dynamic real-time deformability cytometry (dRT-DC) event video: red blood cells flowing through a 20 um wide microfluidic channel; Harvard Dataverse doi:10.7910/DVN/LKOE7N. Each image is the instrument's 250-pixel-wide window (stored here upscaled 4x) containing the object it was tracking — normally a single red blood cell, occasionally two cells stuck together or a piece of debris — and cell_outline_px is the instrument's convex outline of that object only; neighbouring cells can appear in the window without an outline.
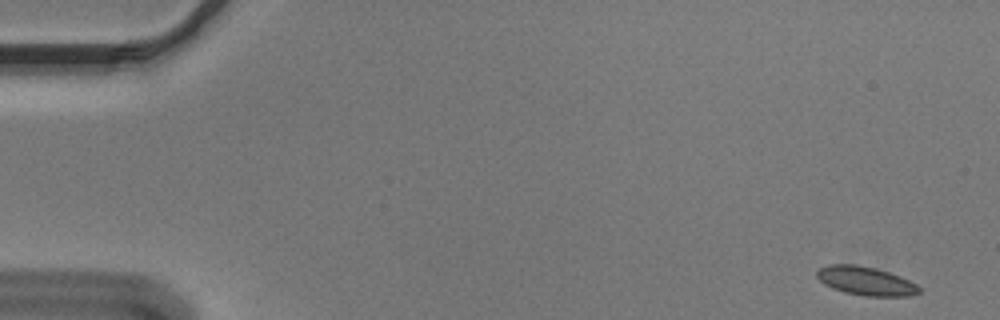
{"species": "Egyptian fruit bat (a non-hibernating species)", "species_latin": "Rousettus aegyptiacus", "temperature_condition": "cold", "stored_images_in_passage": 54, "camera_frame_rate_fps": 3000, "um_per_image_px": 0.085, "animal": {"sex": "male"}, "frame": {"image": 1, "passage_image": 1, "time_ms": 0.0, "image_size_px": [1000, 320], "cell_outline_px": [[920, 292], [908, 296], [864, 296], [844, 292], [832, 288], [824, 284], [816, 276], [816, 272], [820, 268], [828, 264], [856, 264], [876, 268], [900, 276], [916, 284], [920, 288]], "centroid_in_image_um": [73.56, 23.87], "position_along_channel_um": 11.4, "area_um2": 17.11}}
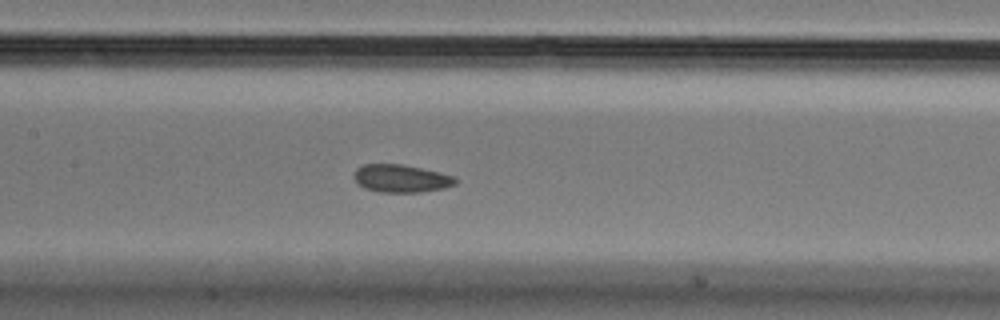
{"frame": {"image": 2, "passage_image": 25, "time_ms": 8.0, "image_size_px": [1000, 320], "cell_outline_px": [[456, 184], [444, 188], [420, 192], [380, 192], [364, 188], [352, 176], [356, 168], [364, 164], [400, 164], [420, 168], [456, 176]], "centroid_in_image_um": [34.08, 15.17], "position_along_channel_um": 173.3, "area_um2": 16.36}}
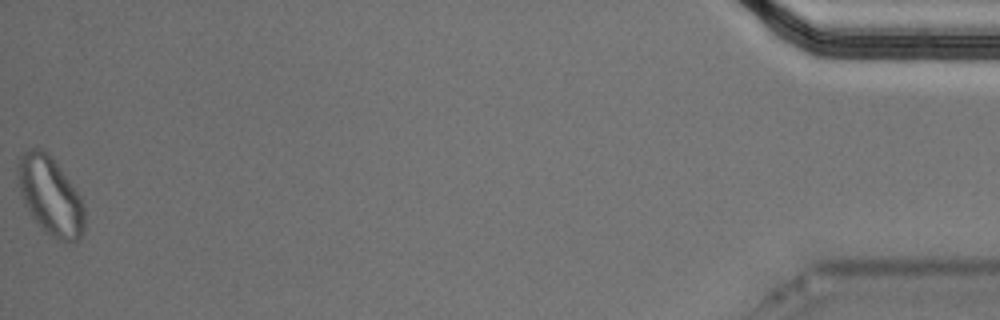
{"frame": {"image": 3, "passage_image": 54, "time_ms": 17.667, "image_size_px": [1000, 320], "cell_outline_px": [[84, 232], [76, 240], [60, 240], [44, 232], [32, 216], [24, 204], [20, 192], [16, 168], [20, 156], [24, 152], [32, 148], [40, 148], [48, 152], [80, 196], [84, 204]], "centroid_in_image_um": [4.25, 16.63], "position_along_channel_um": 430.9, "area_um2": 30.11}, "authors_computed_cell_mechanics": {"area_um2": 17.2244, "velocity_mm_per_s": 3.6265, "shape_relaxation_time_tau1_ms": null, "shape_relaxation_time_tau2_ms": 1.3201, "deformation_change_tau1": null, "deformation_change_tau2": 0.0709}}